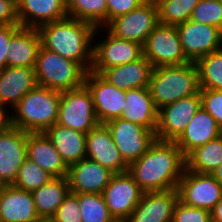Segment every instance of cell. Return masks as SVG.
Listing matches in <instances>:
<instances>
[{
  "mask_svg": "<svg viewBox=\"0 0 222 222\" xmlns=\"http://www.w3.org/2000/svg\"><path fill=\"white\" fill-rule=\"evenodd\" d=\"M185 169V156L176 143L159 139L128 166V172L143 192L177 188Z\"/></svg>",
  "mask_w": 222,
  "mask_h": 222,
  "instance_id": "6da1fadb",
  "label": "cell"
},
{
  "mask_svg": "<svg viewBox=\"0 0 222 222\" xmlns=\"http://www.w3.org/2000/svg\"><path fill=\"white\" fill-rule=\"evenodd\" d=\"M96 27L67 17L38 28L41 46L79 63L87 72L93 64V36Z\"/></svg>",
  "mask_w": 222,
  "mask_h": 222,
  "instance_id": "7a4b0ae2",
  "label": "cell"
},
{
  "mask_svg": "<svg viewBox=\"0 0 222 222\" xmlns=\"http://www.w3.org/2000/svg\"><path fill=\"white\" fill-rule=\"evenodd\" d=\"M61 92L37 85L12 109L11 125L27 133H43L57 123Z\"/></svg>",
  "mask_w": 222,
  "mask_h": 222,
  "instance_id": "3957f363",
  "label": "cell"
},
{
  "mask_svg": "<svg viewBox=\"0 0 222 222\" xmlns=\"http://www.w3.org/2000/svg\"><path fill=\"white\" fill-rule=\"evenodd\" d=\"M148 88L157 109L193 96L200 90L198 68L191 61L182 65L155 67Z\"/></svg>",
  "mask_w": 222,
  "mask_h": 222,
  "instance_id": "277c9868",
  "label": "cell"
},
{
  "mask_svg": "<svg viewBox=\"0 0 222 222\" xmlns=\"http://www.w3.org/2000/svg\"><path fill=\"white\" fill-rule=\"evenodd\" d=\"M34 70L38 85L58 92L83 86L87 74L79 63L42 46L39 49Z\"/></svg>",
  "mask_w": 222,
  "mask_h": 222,
  "instance_id": "5b68a950",
  "label": "cell"
},
{
  "mask_svg": "<svg viewBox=\"0 0 222 222\" xmlns=\"http://www.w3.org/2000/svg\"><path fill=\"white\" fill-rule=\"evenodd\" d=\"M158 24L157 4L155 0H146L136 9L111 20L103 32L107 30L116 38L144 45L148 35Z\"/></svg>",
  "mask_w": 222,
  "mask_h": 222,
  "instance_id": "8992f818",
  "label": "cell"
},
{
  "mask_svg": "<svg viewBox=\"0 0 222 222\" xmlns=\"http://www.w3.org/2000/svg\"><path fill=\"white\" fill-rule=\"evenodd\" d=\"M98 123L92 96L85 85L61 92L56 124L87 134Z\"/></svg>",
  "mask_w": 222,
  "mask_h": 222,
  "instance_id": "52a82bcc",
  "label": "cell"
},
{
  "mask_svg": "<svg viewBox=\"0 0 222 222\" xmlns=\"http://www.w3.org/2000/svg\"><path fill=\"white\" fill-rule=\"evenodd\" d=\"M143 56L155 67L190 62L183 53L176 26L158 24L143 45Z\"/></svg>",
  "mask_w": 222,
  "mask_h": 222,
  "instance_id": "ba28073f",
  "label": "cell"
},
{
  "mask_svg": "<svg viewBox=\"0 0 222 222\" xmlns=\"http://www.w3.org/2000/svg\"><path fill=\"white\" fill-rule=\"evenodd\" d=\"M101 29V30H100ZM103 27H96L93 38V64L91 70L100 73L103 69L120 66L140 59L143 56V45L129 40L114 37L108 31L101 41L96 43L98 33ZM106 36V37H105Z\"/></svg>",
  "mask_w": 222,
  "mask_h": 222,
  "instance_id": "9c48e42d",
  "label": "cell"
},
{
  "mask_svg": "<svg viewBox=\"0 0 222 222\" xmlns=\"http://www.w3.org/2000/svg\"><path fill=\"white\" fill-rule=\"evenodd\" d=\"M124 162L137 161L156 140V133L139 124L116 118L105 123Z\"/></svg>",
  "mask_w": 222,
  "mask_h": 222,
  "instance_id": "30bf717a",
  "label": "cell"
},
{
  "mask_svg": "<svg viewBox=\"0 0 222 222\" xmlns=\"http://www.w3.org/2000/svg\"><path fill=\"white\" fill-rule=\"evenodd\" d=\"M177 191L179 200L186 205L212 211L222 199V185L208 173L184 171Z\"/></svg>",
  "mask_w": 222,
  "mask_h": 222,
  "instance_id": "8fae6325",
  "label": "cell"
},
{
  "mask_svg": "<svg viewBox=\"0 0 222 222\" xmlns=\"http://www.w3.org/2000/svg\"><path fill=\"white\" fill-rule=\"evenodd\" d=\"M201 107V95L198 92L158 109L156 139L175 142Z\"/></svg>",
  "mask_w": 222,
  "mask_h": 222,
  "instance_id": "7c38bea8",
  "label": "cell"
},
{
  "mask_svg": "<svg viewBox=\"0 0 222 222\" xmlns=\"http://www.w3.org/2000/svg\"><path fill=\"white\" fill-rule=\"evenodd\" d=\"M102 195L113 218L125 222L139 204L143 191L126 171L113 174Z\"/></svg>",
  "mask_w": 222,
  "mask_h": 222,
  "instance_id": "4fadbf2b",
  "label": "cell"
},
{
  "mask_svg": "<svg viewBox=\"0 0 222 222\" xmlns=\"http://www.w3.org/2000/svg\"><path fill=\"white\" fill-rule=\"evenodd\" d=\"M183 53L191 62L222 49V30L207 24L187 20L176 25Z\"/></svg>",
  "mask_w": 222,
  "mask_h": 222,
  "instance_id": "5bb4252c",
  "label": "cell"
},
{
  "mask_svg": "<svg viewBox=\"0 0 222 222\" xmlns=\"http://www.w3.org/2000/svg\"><path fill=\"white\" fill-rule=\"evenodd\" d=\"M84 85L88 88L94 103L99 123L120 118L126 104V91L106 81L99 73L88 71Z\"/></svg>",
  "mask_w": 222,
  "mask_h": 222,
  "instance_id": "9a60e30c",
  "label": "cell"
},
{
  "mask_svg": "<svg viewBox=\"0 0 222 222\" xmlns=\"http://www.w3.org/2000/svg\"><path fill=\"white\" fill-rule=\"evenodd\" d=\"M86 158L100 163L114 174L128 171L105 123H98L86 134Z\"/></svg>",
  "mask_w": 222,
  "mask_h": 222,
  "instance_id": "2e32d148",
  "label": "cell"
},
{
  "mask_svg": "<svg viewBox=\"0 0 222 222\" xmlns=\"http://www.w3.org/2000/svg\"><path fill=\"white\" fill-rule=\"evenodd\" d=\"M27 132L11 126L0 134V178L12 185L27 158Z\"/></svg>",
  "mask_w": 222,
  "mask_h": 222,
  "instance_id": "e0dca14e",
  "label": "cell"
},
{
  "mask_svg": "<svg viewBox=\"0 0 222 222\" xmlns=\"http://www.w3.org/2000/svg\"><path fill=\"white\" fill-rule=\"evenodd\" d=\"M178 200L177 188L143 192L139 204L125 222H172L174 207Z\"/></svg>",
  "mask_w": 222,
  "mask_h": 222,
  "instance_id": "ac0fdd59",
  "label": "cell"
},
{
  "mask_svg": "<svg viewBox=\"0 0 222 222\" xmlns=\"http://www.w3.org/2000/svg\"><path fill=\"white\" fill-rule=\"evenodd\" d=\"M114 173L96 161L84 158L68 167L70 192L102 194Z\"/></svg>",
  "mask_w": 222,
  "mask_h": 222,
  "instance_id": "d6986e66",
  "label": "cell"
},
{
  "mask_svg": "<svg viewBox=\"0 0 222 222\" xmlns=\"http://www.w3.org/2000/svg\"><path fill=\"white\" fill-rule=\"evenodd\" d=\"M17 15L22 27L37 29L68 17L65 0H17Z\"/></svg>",
  "mask_w": 222,
  "mask_h": 222,
  "instance_id": "ffe728a7",
  "label": "cell"
},
{
  "mask_svg": "<svg viewBox=\"0 0 222 222\" xmlns=\"http://www.w3.org/2000/svg\"><path fill=\"white\" fill-rule=\"evenodd\" d=\"M0 222H41L32 193L7 185L0 195Z\"/></svg>",
  "mask_w": 222,
  "mask_h": 222,
  "instance_id": "44dd1931",
  "label": "cell"
},
{
  "mask_svg": "<svg viewBox=\"0 0 222 222\" xmlns=\"http://www.w3.org/2000/svg\"><path fill=\"white\" fill-rule=\"evenodd\" d=\"M37 85L34 68L5 67L0 70V105L13 109Z\"/></svg>",
  "mask_w": 222,
  "mask_h": 222,
  "instance_id": "7402d4cb",
  "label": "cell"
},
{
  "mask_svg": "<svg viewBox=\"0 0 222 222\" xmlns=\"http://www.w3.org/2000/svg\"><path fill=\"white\" fill-rule=\"evenodd\" d=\"M152 70L153 66L142 56L136 61L103 69L99 74L111 85L127 91L148 87Z\"/></svg>",
  "mask_w": 222,
  "mask_h": 222,
  "instance_id": "603a6c76",
  "label": "cell"
},
{
  "mask_svg": "<svg viewBox=\"0 0 222 222\" xmlns=\"http://www.w3.org/2000/svg\"><path fill=\"white\" fill-rule=\"evenodd\" d=\"M220 132L215 119L201 107L175 143L186 157L195 148L219 137Z\"/></svg>",
  "mask_w": 222,
  "mask_h": 222,
  "instance_id": "cb8c5ba5",
  "label": "cell"
},
{
  "mask_svg": "<svg viewBox=\"0 0 222 222\" xmlns=\"http://www.w3.org/2000/svg\"><path fill=\"white\" fill-rule=\"evenodd\" d=\"M27 158L53 177H67L68 166L44 132L27 134Z\"/></svg>",
  "mask_w": 222,
  "mask_h": 222,
  "instance_id": "d4e9b609",
  "label": "cell"
},
{
  "mask_svg": "<svg viewBox=\"0 0 222 222\" xmlns=\"http://www.w3.org/2000/svg\"><path fill=\"white\" fill-rule=\"evenodd\" d=\"M120 118L156 131L158 109L155 107L148 87L126 91L125 109Z\"/></svg>",
  "mask_w": 222,
  "mask_h": 222,
  "instance_id": "484cf974",
  "label": "cell"
},
{
  "mask_svg": "<svg viewBox=\"0 0 222 222\" xmlns=\"http://www.w3.org/2000/svg\"><path fill=\"white\" fill-rule=\"evenodd\" d=\"M7 66L34 68L41 36L37 28L21 27L8 43Z\"/></svg>",
  "mask_w": 222,
  "mask_h": 222,
  "instance_id": "4316f807",
  "label": "cell"
},
{
  "mask_svg": "<svg viewBox=\"0 0 222 222\" xmlns=\"http://www.w3.org/2000/svg\"><path fill=\"white\" fill-rule=\"evenodd\" d=\"M44 133L68 167L86 158L85 133L59 124H54Z\"/></svg>",
  "mask_w": 222,
  "mask_h": 222,
  "instance_id": "83f0119b",
  "label": "cell"
},
{
  "mask_svg": "<svg viewBox=\"0 0 222 222\" xmlns=\"http://www.w3.org/2000/svg\"><path fill=\"white\" fill-rule=\"evenodd\" d=\"M70 192L67 177H54L47 184L32 191L40 219L52 218Z\"/></svg>",
  "mask_w": 222,
  "mask_h": 222,
  "instance_id": "f1b7e54d",
  "label": "cell"
},
{
  "mask_svg": "<svg viewBox=\"0 0 222 222\" xmlns=\"http://www.w3.org/2000/svg\"><path fill=\"white\" fill-rule=\"evenodd\" d=\"M186 170L211 174L222 164V137L195 148L186 157Z\"/></svg>",
  "mask_w": 222,
  "mask_h": 222,
  "instance_id": "f546056e",
  "label": "cell"
},
{
  "mask_svg": "<svg viewBox=\"0 0 222 222\" xmlns=\"http://www.w3.org/2000/svg\"><path fill=\"white\" fill-rule=\"evenodd\" d=\"M68 17L93 24L95 27L107 25L106 0H65Z\"/></svg>",
  "mask_w": 222,
  "mask_h": 222,
  "instance_id": "4dcf8cb0",
  "label": "cell"
},
{
  "mask_svg": "<svg viewBox=\"0 0 222 222\" xmlns=\"http://www.w3.org/2000/svg\"><path fill=\"white\" fill-rule=\"evenodd\" d=\"M195 64L200 89L222 90V49L199 58Z\"/></svg>",
  "mask_w": 222,
  "mask_h": 222,
  "instance_id": "1f68e13d",
  "label": "cell"
},
{
  "mask_svg": "<svg viewBox=\"0 0 222 222\" xmlns=\"http://www.w3.org/2000/svg\"><path fill=\"white\" fill-rule=\"evenodd\" d=\"M200 0H155L159 23L176 26L191 18L193 9Z\"/></svg>",
  "mask_w": 222,
  "mask_h": 222,
  "instance_id": "d6a6232c",
  "label": "cell"
},
{
  "mask_svg": "<svg viewBox=\"0 0 222 222\" xmlns=\"http://www.w3.org/2000/svg\"><path fill=\"white\" fill-rule=\"evenodd\" d=\"M82 222H117L110 214L104 197L99 193H80Z\"/></svg>",
  "mask_w": 222,
  "mask_h": 222,
  "instance_id": "836d02e7",
  "label": "cell"
},
{
  "mask_svg": "<svg viewBox=\"0 0 222 222\" xmlns=\"http://www.w3.org/2000/svg\"><path fill=\"white\" fill-rule=\"evenodd\" d=\"M54 177L42 169L29 158L20 166L17 177L12 185L17 188L32 192L47 184Z\"/></svg>",
  "mask_w": 222,
  "mask_h": 222,
  "instance_id": "e575fe53",
  "label": "cell"
},
{
  "mask_svg": "<svg viewBox=\"0 0 222 222\" xmlns=\"http://www.w3.org/2000/svg\"><path fill=\"white\" fill-rule=\"evenodd\" d=\"M190 20L222 30V0H200Z\"/></svg>",
  "mask_w": 222,
  "mask_h": 222,
  "instance_id": "d590c367",
  "label": "cell"
},
{
  "mask_svg": "<svg viewBox=\"0 0 222 222\" xmlns=\"http://www.w3.org/2000/svg\"><path fill=\"white\" fill-rule=\"evenodd\" d=\"M52 219L56 222H82L79 194L69 192Z\"/></svg>",
  "mask_w": 222,
  "mask_h": 222,
  "instance_id": "8d00e7d4",
  "label": "cell"
},
{
  "mask_svg": "<svg viewBox=\"0 0 222 222\" xmlns=\"http://www.w3.org/2000/svg\"><path fill=\"white\" fill-rule=\"evenodd\" d=\"M172 222H211V212L178 200L174 207Z\"/></svg>",
  "mask_w": 222,
  "mask_h": 222,
  "instance_id": "74e56055",
  "label": "cell"
},
{
  "mask_svg": "<svg viewBox=\"0 0 222 222\" xmlns=\"http://www.w3.org/2000/svg\"><path fill=\"white\" fill-rule=\"evenodd\" d=\"M202 108L222 127V90L200 89Z\"/></svg>",
  "mask_w": 222,
  "mask_h": 222,
  "instance_id": "f35d334b",
  "label": "cell"
},
{
  "mask_svg": "<svg viewBox=\"0 0 222 222\" xmlns=\"http://www.w3.org/2000/svg\"><path fill=\"white\" fill-rule=\"evenodd\" d=\"M107 1V24L122 15H125L139 7L146 0H106Z\"/></svg>",
  "mask_w": 222,
  "mask_h": 222,
  "instance_id": "ab89813d",
  "label": "cell"
},
{
  "mask_svg": "<svg viewBox=\"0 0 222 222\" xmlns=\"http://www.w3.org/2000/svg\"><path fill=\"white\" fill-rule=\"evenodd\" d=\"M21 25H0V70L7 67L6 56L9 54L10 38L21 28Z\"/></svg>",
  "mask_w": 222,
  "mask_h": 222,
  "instance_id": "60d3db41",
  "label": "cell"
},
{
  "mask_svg": "<svg viewBox=\"0 0 222 222\" xmlns=\"http://www.w3.org/2000/svg\"><path fill=\"white\" fill-rule=\"evenodd\" d=\"M0 25H20L17 0H0Z\"/></svg>",
  "mask_w": 222,
  "mask_h": 222,
  "instance_id": "b9f144b4",
  "label": "cell"
},
{
  "mask_svg": "<svg viewBox=\"0 0 222 222\" xmlns=\"http://www.w3.org/2000/svg\"><path fill=\"white\" fill-rule=\"evenodd\" d=\"M9 108L0 105V134L9 129L11 125V112Z\"/></svg>",
  "mask_w": 222,
  "mask_h": 222,
  "instance_id": "7bdbcfd3",
  "label": "cell"
},
{
  "mask_svg": "<svg viewBox=\"0 0 222 222\" xmlns=\"http://www.w3.org/2000/svg\"><path fill=\"white\" fill-rule=\"evenodd\" d=\"M211 222H222V199L215 205L211 211Z\"/></svg>",
  "mask_w": 222,
  "mask_h": 222,
  "instance_id": "ee69618b",
  "label": "cell"
},
{
  "mask_svg": "<svg viewBox=\"0 0 222 222\" xmlns=\"http://www.w3.org/2000/svg\"><path fill=\"white\" fill-rule=\"evenodd\" d=\"M211 175L222 185V164L212 171Z\"/></svg>",
  "mask_w": 222,
  "mask_h": 222,
  "instance_id": "f6af8a7d",
  "label": "cell"
},
{
  "mask_svg": "<svg viewBox=\"0 0 222 222\" xmlns=\"http://www.w3.org/2000/svg\"><path fill=\"white\" fill-rule=\"evenodd\" d=\"M7 185L8 184L0 178V195L4 192Z\"/></svg>",
  "mask_w": 222,
  "mask_h": 222,
  "instance_id": "bcb514c9",
  "label": "cell"
},
{
  "mask_svg": "<svg viewBox=\"0 0 222 222\" xmlns=\"http://www.w3.org/2000/svg\"><path fill=\"white\" fill-rule=\"evenodd\" d=\"M41 222H56V221L53 220L52 218H48V219H42Z\"/></svg>",
  "mask_w": 222,
  "mask_h": 222,
  "instance_id": "7dc6e473",
  "label": "cell"
}]
</instances>
